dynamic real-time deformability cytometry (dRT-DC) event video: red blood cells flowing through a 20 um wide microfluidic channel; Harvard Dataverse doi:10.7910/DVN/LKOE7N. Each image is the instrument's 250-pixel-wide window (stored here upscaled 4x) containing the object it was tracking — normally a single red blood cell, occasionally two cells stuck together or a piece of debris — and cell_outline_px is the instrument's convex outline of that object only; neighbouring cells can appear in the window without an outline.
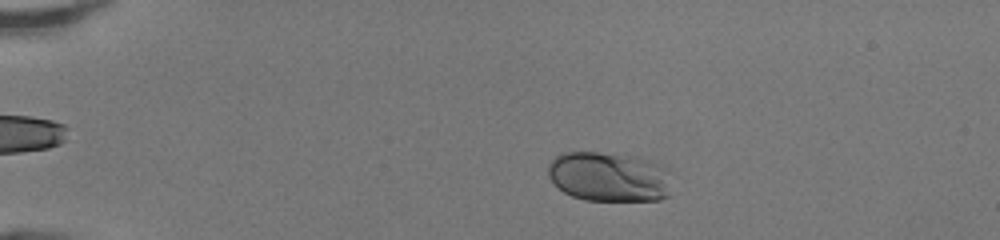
{"species": "human", "species_latin": "Homo sapiens", "temperature_condition": "room temperature", "stored_images_in_passage": 46, "camera_frame_rate_fps": 3000, "um_per_image_px": 0.085, "donor": {"sex": "female"}, "frame": {"image": 1, "passage_image": 8, "time_ms": 2.333, "image_size_px": [1000, 240], "cell_outline_px": [[672, 172], [668, 196], [660, 200], [584, 200], [572, 196], [564, 192], [548, 176], [548, 164], [556, 156], [564, 152], [596, 152], [636, 156], [668, 168]], "centroid_in_image_um": [51.8, 15.02], "position_along_channel_um": 33.2, "area_um2": 36.07}}
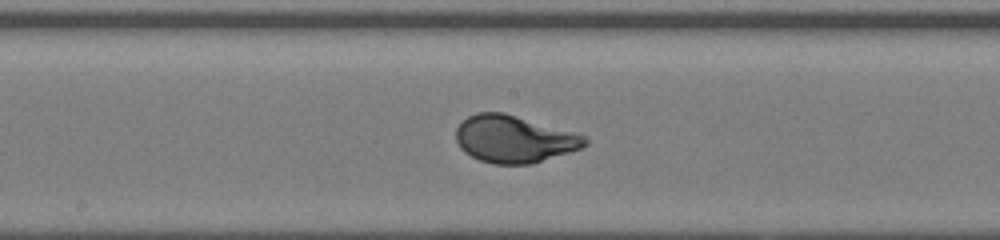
{"frame": {"image": 2, "passage_image": 25, "time_ms": 8.0, "image_size_px": [1000, 240], "cell_outline_px": [[588, 144], [580, 148], [532, 164], [492, 164], [480, 160], [464, 152], [460, 148], [456, 140], [456, 128], [468, 116], [476, 112], [504, 112], [572, 132], [584, 136], [588, 140]], "centroid_in_image_um": [43.65, 11.82], "position_along_channel_um": 204.5, "area_um2": 35.14}}
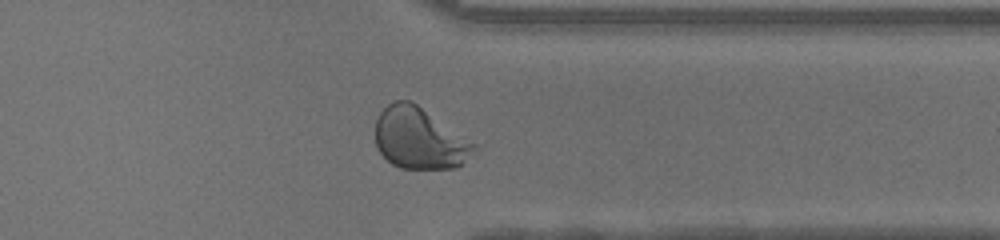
{"frame": {"image": 3, "passage_image": 37, "time_ms": 12.0, "image_size_px": [1000, 240], "cell_outline_px": [[476, 148], [456, 168], [400, 168], [392, 164], [380, 152], [376, 144], [376, 120], [380, 112], [388, 104], [396, 100], [412, 100], [476, 144]], "centroid_in_image_um": [35.62, 11.74], "position_along_channel_um": 375.8, "area_um2": 34.91}, "authors_computed_cell_mechanics": {"area_um2": 35.6915, "velocity_mm_per_s": 4.2924, "shape_relaxation_time_tau1_ms": 2.8568, "shape_relaxation_time_tau2_ms": null, "deformation_change_tau1": 0.17, "deformation_change_tau2": null}}